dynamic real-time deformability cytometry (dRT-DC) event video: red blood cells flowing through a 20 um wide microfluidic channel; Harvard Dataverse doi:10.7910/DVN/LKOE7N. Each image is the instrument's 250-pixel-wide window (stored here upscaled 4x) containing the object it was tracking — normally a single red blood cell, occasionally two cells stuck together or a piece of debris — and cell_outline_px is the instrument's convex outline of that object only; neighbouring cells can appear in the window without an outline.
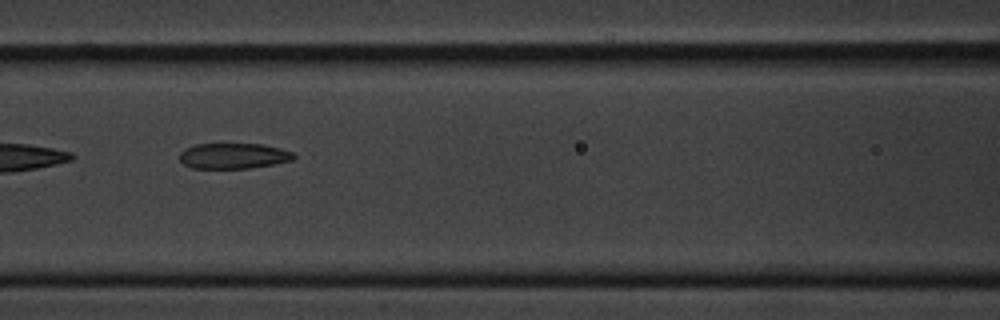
{"species": "common noctule bat (a hibernating species)", "species_latin": "Nyctalus noctula", "temperature_condition": "cold", "stored_images_in_passage": 10, "camera_frame_rate_fps": 3000, "um_per_image_px": 0.085, "animal": {"sex": "male", "body_mass_g": 20.1, "forearm_length_mm": 53.5}, "frame": {"image": 1, "passage_image": 7, "time_ms": 7.667, "image_size_px": [1000, 320], "cell_outline_px": [[296, 156], [292, 160], [272, 164], [248, 168], [192, 168], [184, 164], [180, 160], [180, 152], [184, 148], [196, 144], [264, 144], [280, 148], [292, 152]], "centroid_in_image_um": [19.83, 13.24], "position_along_channel_um": 146.8, "area_um2": 16.94}}
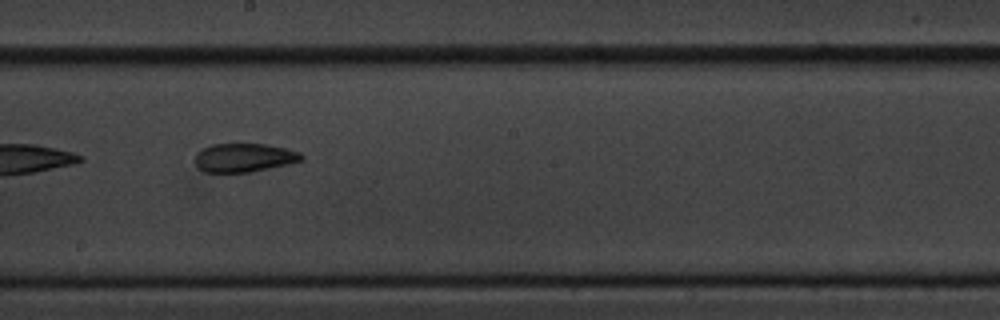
{"frame": {"image": 2, "passage_image": 9, "time_ms": 10.0, "image_size_px": [1000, 320], "cell_outline_px": [[304, 160], [288, 164], [252, 172], [204, 172], [196, 164], [196, 152], [212, 144], [264, 144], [288, 148], [300, 152], [304, 156]], "centroid_in_image_um": [20.8, 13.4], "position_along_channel_um": 227.4, "area_um2": 17.8}}